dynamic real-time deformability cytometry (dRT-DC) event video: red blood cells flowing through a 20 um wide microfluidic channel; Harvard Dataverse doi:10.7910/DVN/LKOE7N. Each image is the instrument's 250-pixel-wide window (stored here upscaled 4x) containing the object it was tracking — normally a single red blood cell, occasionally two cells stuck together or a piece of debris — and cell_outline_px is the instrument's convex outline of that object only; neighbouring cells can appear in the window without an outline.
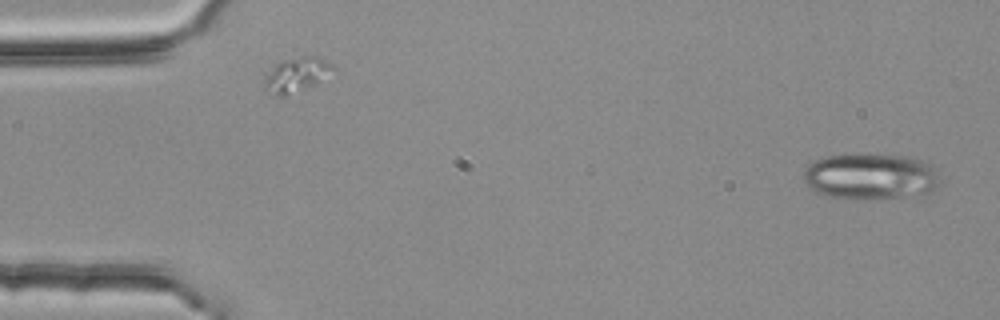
{"species": "common noctule bat (a hibernating species)", "species_latin": "Nyctalus noctula", "temperature_condition": "room temperature", "stored_images_in_passage": 3, "camera_frame_rate_fps": 3000, "um_per_image_px": 0.085, "animal": {"sex": "female", "body_mass_g": 25.1}, "frame": {"image": 1, "passage_image": 1, "time_ms": 0.0, "image_size_px": [1000, 320], "cell_outline_px": [[940, 184], [936, 188], [928, 192], [904, 196], [852, 200], [828, 196], [816, 192], [808, 188], [804, 184], [804, 172], [816, 160], [828, 156], [868, 152], [908, 156], [920, 160], [928, 164], [932, 168], [940, 180]], "centroid_in_image_um": [73.96, 14.98], "position_along_channel_um": 11.0, "area_um2": 36.88}}